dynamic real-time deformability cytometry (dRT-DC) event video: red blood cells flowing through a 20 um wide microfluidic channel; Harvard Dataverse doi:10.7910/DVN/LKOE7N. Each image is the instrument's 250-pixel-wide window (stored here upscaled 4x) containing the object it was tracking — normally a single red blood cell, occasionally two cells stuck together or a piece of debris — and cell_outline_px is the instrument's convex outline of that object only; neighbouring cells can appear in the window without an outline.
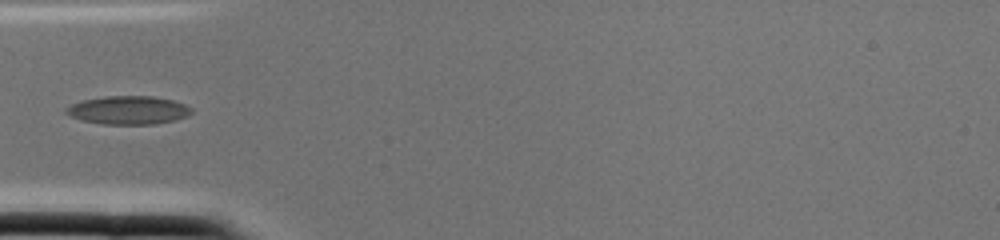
{"species": "common noctule bat (a hibernating species)", "species_latin": "Nyctalus noctula", "temperature_condition": "cold", "stored_images_in_passage": 2, "camera_frame_rate_fps": 3000, "um_per_image_px": 0.085, "animal": {"sex": "female", "body_mass_g": 22.0, "forearm_length_mm": 56.7}, "frame": {"image": 1, "passage_image": 2, "time_ms": 0.333, "image_size_px": [1000, 240], "cell_outline_px": [[192, 112], [188, 116], [176, 120], [156, 124], [100, 124], [80, 120], [64, 112], [64, 108], [72, 104], [84, 100], [104, 96], [152, 96], [172, 100], [184, 104], [192, 108]], "centroid_in_image_um": [10.91, 9.37], "position_along_channel_um": 74.1, "area_um2": 20.81}}